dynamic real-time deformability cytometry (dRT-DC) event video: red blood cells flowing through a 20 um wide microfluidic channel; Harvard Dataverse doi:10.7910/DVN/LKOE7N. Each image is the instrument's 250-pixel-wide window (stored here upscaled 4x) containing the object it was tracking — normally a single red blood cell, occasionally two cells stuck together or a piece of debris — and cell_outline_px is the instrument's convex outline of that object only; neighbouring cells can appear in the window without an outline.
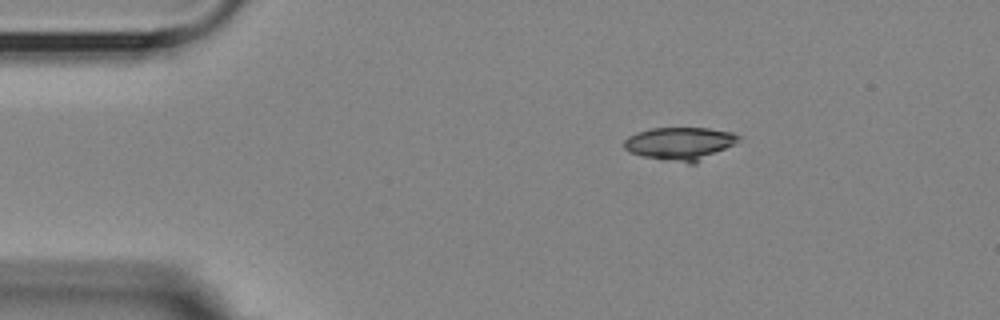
{"species": "Egyptian fruit bat (a non-hibernating species)", "species_latin": "Rousettus aegyptiacus", "temperature_condition": "room temperature", "stored_images_in_passage": 13, "camera_frame_rate_fps": 3000, "um_per_image_px": 0.085, "animal": {"sex": "female"}, "frame": {"image": 1, "passage_image": 1, "time_ms": 0.0, "image_size_px": [1000, 320], "cell_outline_px": [[740, 140], [696, 164], [688, 164], [664, 160], [644, 156], [632, 152], [624, 148], [624, 140], [628, 136], [636, 132], [652, 128], [708, 128], [732, 132], [740, 136]], "centroid_in_image_um": [57.8, 12.2], "position_along_channel_um": 27.2, "area_um2": 21.91}}
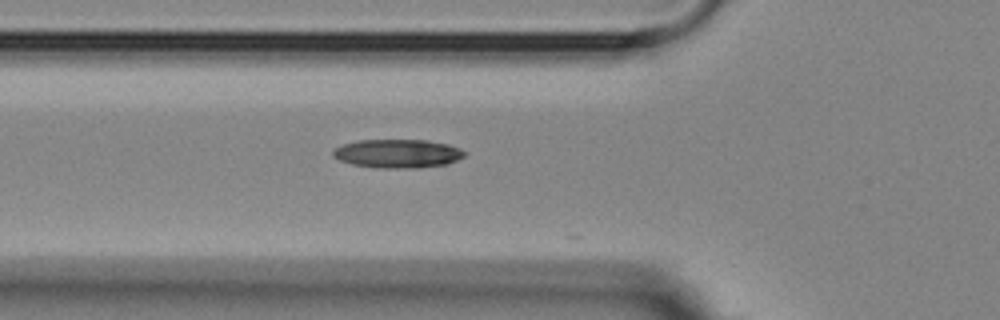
{"frame": {"image": 2, "passage_image": 11, "time_ms": 3.333, "image_size_px": [1000, 320], "cell_outline_px": [[464, 156], [448, 164], [420, 168], [380, 168], [352, 164], [340, 160], [332, 156], [332, 152], [336, 148], [344, 144], [360, 140], [428, 140], [448, 144], [460, 148], [464, 152]], "centroid_in_image_um": [33.82, 13.06], "position_along_channel_um": 92.0, "area_um2": 21.91}}